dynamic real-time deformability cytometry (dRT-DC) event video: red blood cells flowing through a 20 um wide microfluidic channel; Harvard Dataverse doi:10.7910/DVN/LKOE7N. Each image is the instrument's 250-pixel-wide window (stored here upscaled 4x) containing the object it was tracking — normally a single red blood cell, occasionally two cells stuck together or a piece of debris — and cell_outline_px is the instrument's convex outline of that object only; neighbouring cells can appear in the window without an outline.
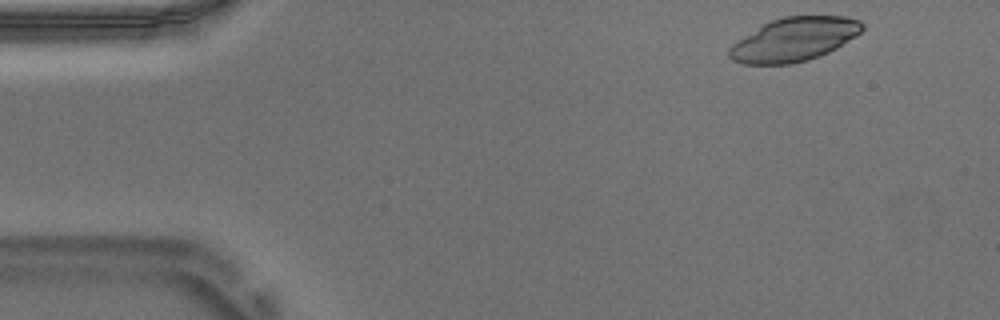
{"species": "Egyptian fruit bat (a non-hibernating species)", "species_latin": "Rousettus aegyptiacus", "temperature_condition": "warm", "stored_images_in_passage": 50, "camera_frame_rate_fps": 3000, "um_per_image_px": 0.085, "animal": {"sex": "male"}, "frame": {"image": 1, "passage_image": 2, "time_ms": 0.333, "image_size_px": [1000, 320], "cell_outline_px": [[864, 28], [856, 36], [836, 48], [820, 56], [808, 60], [792, 64], [740, 64], [732, 60], [728, 56], [728, 48], [732, 44], [764, 24], [772, 20], [784, 16], [848, 16], [860, 20], [864, 24]], "centroid_in_image_um": [67.51, 3.36], "position_along_channel_um": 17.5, "area_um2": 33.81}}